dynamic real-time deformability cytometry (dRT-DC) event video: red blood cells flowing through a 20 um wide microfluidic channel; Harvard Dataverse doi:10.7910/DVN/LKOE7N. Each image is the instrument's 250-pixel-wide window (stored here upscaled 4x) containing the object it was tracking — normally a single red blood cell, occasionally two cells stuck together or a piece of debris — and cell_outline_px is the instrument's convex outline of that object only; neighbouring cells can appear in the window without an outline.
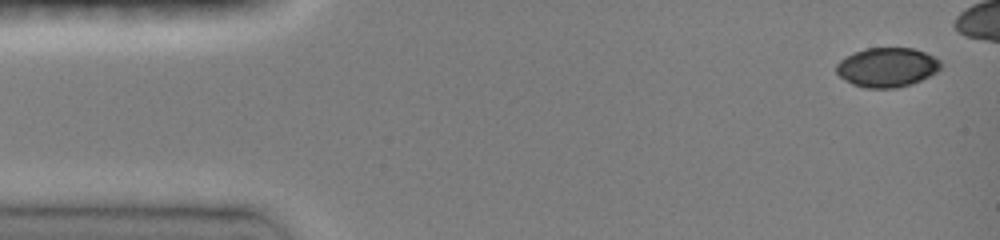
{"species": "common noctule bat (a hibernating species)", "species_latin": "Nyctalus noctula", "temperature_condition": "room temperature", "stored_images_in_passage": 22, "camera_frame_rate_fps": 3000, "um_per_image_px": 0.085, "animal": {"sex": "female", "body_mass_g": 19.0, "forearm_length_mm": 51.5}, "frame": {"image": 1, "passage_image": 1, "time_ms": 0.0, "image_size_px": [1000, 240], "cell_outline_px": [[940, 68], [936, 72], [912, 84], [896, 88], [864, 88], [852, 84], [840, 76], [836, 72], [836, 64], [840, 60], [852, 52], [868, 48], [912, 48], [924, 52], [940, 60]], "centroid_in_image_um": [75.37, 5.72], "position_along_channel_um": 9.6, "area_um2": 23.87}}
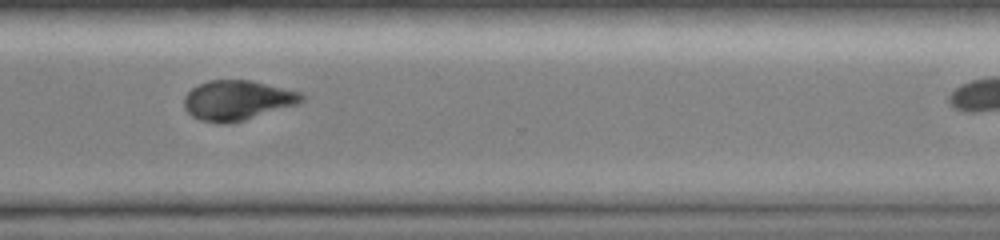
{"frame": {"image": 2, "passage_image": 19, "time_ms": 11.0, "image_size_px": [1000, 240], "cell_outline_px": [[308, 96], [300, 104], [244, 120], [224, 124], [220, 124], [200, 120], [192, 116], [184, 108], [184, 96], [192, 88], [208, 80], [252, 80], [300, 92]], "centroid_in_image_um": [20.2, 8.52], "position_along_channel_um": 350.4, "area_um2": 27.51}}